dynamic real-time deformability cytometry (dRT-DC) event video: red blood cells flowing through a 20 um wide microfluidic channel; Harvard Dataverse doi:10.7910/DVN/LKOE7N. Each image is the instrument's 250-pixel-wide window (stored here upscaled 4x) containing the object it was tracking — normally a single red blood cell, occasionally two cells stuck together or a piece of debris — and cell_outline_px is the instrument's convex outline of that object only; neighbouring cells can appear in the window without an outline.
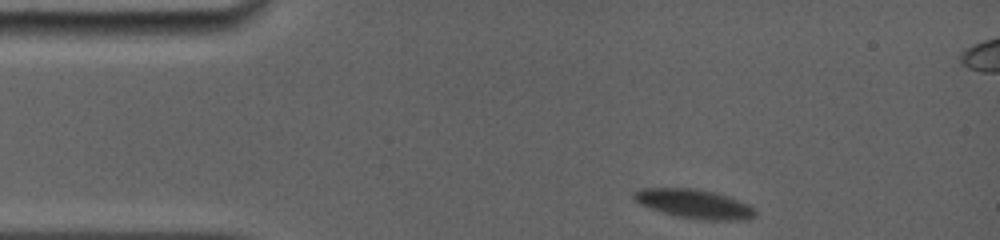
{"species": "common noctule bat (a hibernating species)", "species_latin": "Nyctalus noctula", "temperature_condition": "room temperature", "stored_images_in_passage": 3, "camera_frame_rate_fps": 5000, "um_per_image_px": 0.085, "animal": {"sex": "female", "body_mass_g": 19.0, "forearm_length_mm": 56.7}, "frame": {"image": 1, "passage_image": 1, "time_ms": 0.0, "image_size_px": [1000, 240], "cell_outline_px": [[756, 216], [748, 220], [704, 220], [676, 216], [640, 204], [632, 200], [632, 196], [640, 188], [692, 188], [716, 192], [728, 196], [748, 204], [756, 208]], "centroid_in_image_um": [59.05, 17.33], "position_along_channel_um": 25.9, "area_um2": 20.63}}